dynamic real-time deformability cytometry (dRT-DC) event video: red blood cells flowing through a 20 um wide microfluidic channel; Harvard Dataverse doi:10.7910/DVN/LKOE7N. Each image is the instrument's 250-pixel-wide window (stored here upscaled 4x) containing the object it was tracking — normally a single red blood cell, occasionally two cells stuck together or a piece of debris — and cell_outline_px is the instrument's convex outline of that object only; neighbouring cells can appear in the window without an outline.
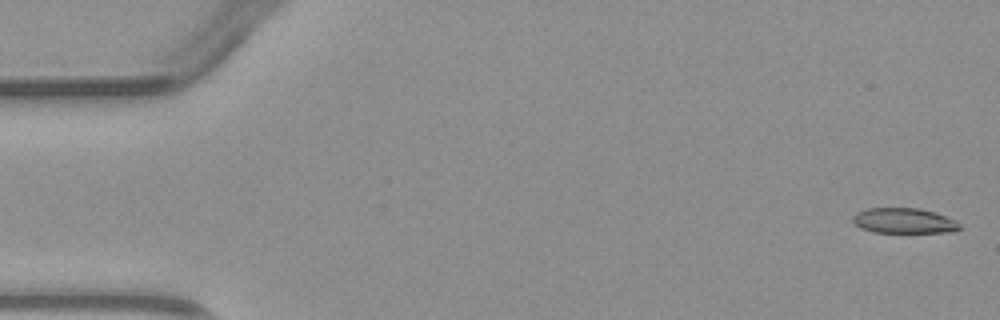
{"species": "common noctule bat (a hibernating species)", "species_latin": "Nyctalus noctula", "temperature_condition": "warm", "stored_images_in_passage": 6, "camera_frame_rate_fps": 3000, "um_per_image_px": 0.085, "animal": {"sex": "male", "body_mass_g": 23.1, "forearm_length_mm": 52.7}, "frame": {"image": 1, "passage_image": 1, "time_ms": 0.0, "image_size_px": [1000, 320], "cell_outline_px": [[960, 228], [956, 232], [872, 232], [860, 228], [852, 220], [852, 216], [856, 212], [864, 208], [920, 208], [956, 220], [960, 224]], "centroid_in_image_um": [76.8, 18.76], "position_along_channel_um": 8.2, "area_um2": 15.78}}
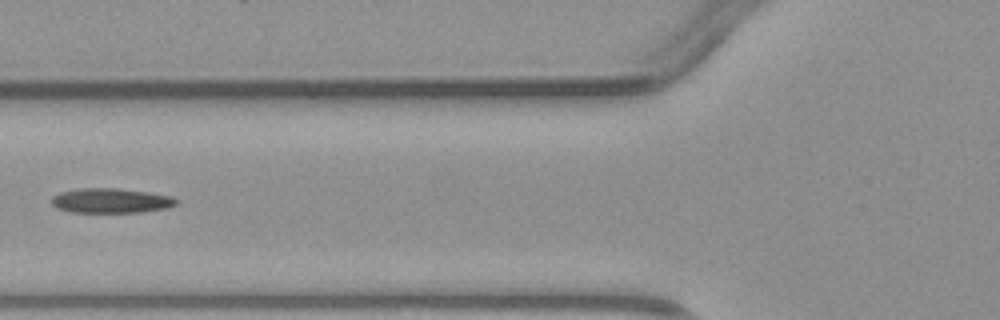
{"frame": {"image": 2, "passage_image": 5, "time_ms": 5.667, "image_size_px": [1000, 320], "cell_outline_px": [[176, 204], [164, 208], [140, 212], [72, 212], [56, 208], [48, 200], [52, 196], [60, 192], [80, 188], [116, 188], [148, 192], [172, 196], [176, 200]], "centroid_in_image_um": [9.35, 17.05], "position_along_channel_um": 116.5, "area_um2": 17.92}}
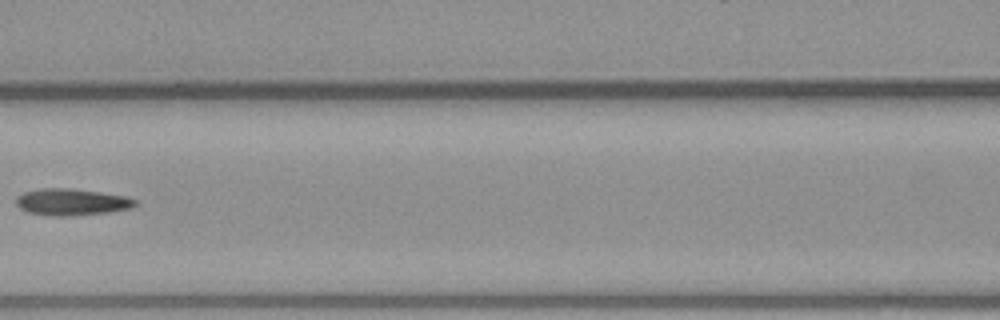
{"frame": {"image": 3, "passage_image": 6, "time_ms": 6.667, "image_size_px": [1000, 320], "cell_outline_px": [[136, 204], [132, 208], [108, 212], [68, 216], [52, 216], [28, 212], [20, 208], [16, 204], [16, 196], [24, 192], [40, 188], [72, 188], [100, 192], [124, 196], [136, 200]], "centroid_in_image_um": [6.06, 17.17], "position_along_channel_um": 160.5, "area_um2": 18.5}}